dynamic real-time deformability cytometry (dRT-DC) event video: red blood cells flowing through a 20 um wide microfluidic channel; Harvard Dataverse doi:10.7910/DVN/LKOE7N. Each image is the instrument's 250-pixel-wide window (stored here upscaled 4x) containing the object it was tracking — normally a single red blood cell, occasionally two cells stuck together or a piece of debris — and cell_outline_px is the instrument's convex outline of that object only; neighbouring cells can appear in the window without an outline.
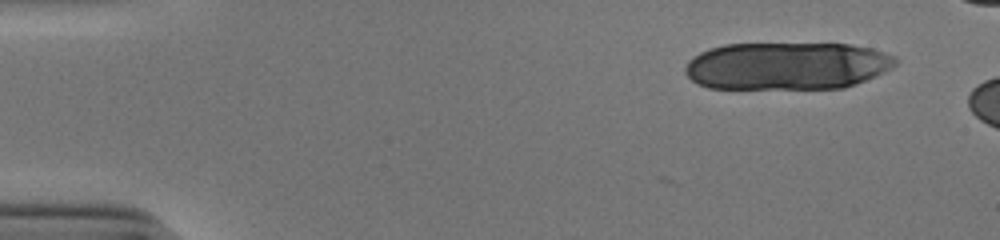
{"species": "human", "species_latin": "Homo sapiens", "temperature_condition": "cold", "stored_images_in_passage": 6, "camera_frame_rate_fps": 3000, "um_per_image_px": 0.085, "donor": {"sex": "male"}, "frame": {"image": 1, "passage_image": 1, "time_ms": 0.0, "image_size_px": [1000, 240], "cell_outline_px": [[900, 60], [892, 68], [884, 72], [856, 84], [844, 88], [708, 88], [692, 80], [684, 72], [684, 68], [688, 60], [692, 56], [700, 52], [724, 44], [852, 44], [872, 48], [896, 56]], "centroid_in_image_um": [66.91, 5.59], "position_along_channel_um": 18.1, "area_um2": 58.55}}